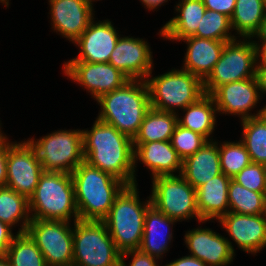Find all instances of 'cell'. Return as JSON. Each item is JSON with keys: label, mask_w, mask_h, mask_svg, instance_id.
Here are the masks:
<instances>
[{"label": "cell", "mask_w": 266, "mask_h": 266, "mask_svg": "<svg viewBox=\"0 0 266 266\" xmlns=\"http://www.w3.org/2000/svg\"><path fill=\"white\" fill-rule=\"evenodd\" d=\"M153 56L148 43L140 38L119 37L109 62L130 80H146L153 72Z\"/></svg>", "instance_id": "9a60e30c"}, {"label": "cell", "mask_w": 266, "mask_h": 266, "mask_svg": "<svg viewBox=\"0 0 266 266\" xmlns=\"http://www.w3.org/2000/svg\"><path fill=\"white\" fill-rule=\"evenodd\" d=\"M96 101L101 107L97 119L115 127L132 140L151 108L146 80H129Z\"/></svg>", "instance_id": "3957f363"}, {"label": "cell", "mask_w": 266, "mask_h": 266, "mask_svg": "<svg viewBox=\"0 0 266 266\" xmlns=\"http://www.w3.org/2000/svg\"><path fill=\"white\" fill-rule=\"evenodd\" d=\"M83 131L84 161L127 185L136 184L133 140L97 118Z\"/></svg>", "instance_id": "6da1fadb"}, {"label": "cell", "mask_w": 266, "mask_h": 266, "mask_svg": "<svg viewBox=\"0 0 266 266\" xmlns=\"http://www.w3.org/2000/svg\"><path fill=\"white\" fill-rule=\"evenodd\" d=\"M111 22L108 19L94 22L93 19L74 42L79 47L80 53L69 61L108 63L120 37Z\"/></svg>", "instance_id": "e0dca14e"}, {"label": "cell", "mask_w": 266, "mask_h": 266, "mask_svg": "<svg viewBox=\"0 0 266 266\" xmlns=\"http://www.w3.org/2000/svg\"><path fill=\"white\" fill-rule=\"evenodd\" d=\"M231 29L230 17L223 13L206 9L201 19L200 27H198L193 36L228 42L238 37L231 34Z\"/></svg>", "instance_id": "d6a6232c"}, {"label": "cell", "mask_w": 266, "mask_h": 266, "mask_svg": "<svg viewBox=\"0 0 266 266\" xmlns=\"http://www.w3.org/2000/svg\"><path fill=\"white\" fill-rule=\"evenodd\" d=\"M31 220L29 199L7 186L0 188V221L12 228L20 222L17 233H25Z\"/></svg>", "instance_id": "f1b7e54d"}, {"label": "cell", "mask_w": 266, "mask_h": 266, "mask_svg": "<svg viewBox=\"0 0 266 266\" xmlns=\"http://www.w3.org/2000/svg\"><path fill=\"white\" fill-rule=\"evenodd\" d=\"M178 124V113L158 111L150 108L143 119L133 143L170 141Z\"/></svg>", "instance_id": "83f0119b"}, {"label": "cell", "mask_w": 266, "mask_h": 266, "mask_svg": "<svg viewBox=\"0 0 266 266\" xmlns=\"http://www.w3.org/2000/svg\"><path fill=\"white\" fill-rule=\"evenodd\" d=\"M116 248L103 221L77 220L73 226V266H120Z\"/></svg>", "instance_id": "52a82bcc"}, {"label": "cell", "mask_w": 266, "mask_h": 266, "mask_svg": "<svg viewBox=\"0 0 266 266\" xmlns=\"http://www.w3.org/2000/svg\"><path fill=\"white\" fill-rule=\"evenodd\" d=\"M0 266H11L8 259L4 257H0Z\"/></svg>", "instance_id": "bcb514c9"}, {"label": "cell", "mask_w": 266, "mask_h": 266, "mask_svg": "<svg viewBox=\"0 0 266 266\" xmlns=\"http://www.w3.org/2000/svg\"><path fill=\"white\" fill-rule=\"evenodd\" d=\"M257 37H266V13H265V18L262 24V28L259 32V34L257 35Z\"/></svg>", "instance_id": "f6af8a7d"}, {"label": "cell", "mask_w": 266, "mask_h": 266, "mask_svg": "<svg viewBox=\"0 0 266 266\" xmlns=\"http://www.w3.org/2000/svg\"><path fill=\"white\" fill-rule=\"evenodd\" d=\"M238 38L225 43L212 72L203 81L205 94H212L219 86L256 77L258 62L256 41Z\"/></svg>", "instance_id": "ba28073f"}, {"label": "cell", "mask_w": 266, "mask_h": 266, "mask_svg": "<svg viewBox=\"0 0 266 266\" xmlns=\"http://www.w3.org/2000/svg\"><path fill=\"white\" fill-rule=\"evenodd\" d=\"M8 138L0 141V188L6 187Z\"/></svg>", "instance_id": "ab89813d"}, {"label": "cell", "mask_w": 266, "mask_h": 266, "mask_svg": "<svg viewBox=\"0 0 266 266\" xmlns=\"http://www.w3.org/2000/svg\"><path fill=\"white\" fill-rule=\"evenodd\" d=\"M208 140L201 134L177 124L170 142L178 156L184 161L200 150Z\"/></svg>", "instance_id": "e575fe53"}, {"label": "cell", "mask_w": 266, "mask_h": 266, "mask_svg": "<svg viewBox=\"0 0 266 266\" xmlns=\"http://www.w3.org/2000/svg\"><path fill=\"white\" fill-rule=\"evenodd\" d=\"M244 143L252 163L266 166V113L241 121Z\"/></svg>", "instance_id": "f546056e"}, {"label": "cell", "mask_w": 266, "mask_h": 266, "mask_svg": "<svg viewBox=\"0 0 266 266\" xmlns=\"http://www.w3.org/2000/svg\"><path fill=\"white\" fill-rule=\"evenodd\" d=\"M232 180L249 190L265 192L266 166L251 162L236 174Z\"/></svg>", "instance_id": "d590c367"}, {"label": "cell", "mask_w": 266, "mask_h": 266, "mask_svg": "<svg viewBox=\"0 0 266 266\" xmlns=\"http://www.w3.org/2000/svg\"><path fill=\"white\" fill-rule=\"evenodd\" d=\"M164 266H208L203 261L189 255V256H183L182 258H177L174 261H171L170 263L164 265Z\"/></svg>", "instance_id": "60d3db41"}, {"label": "cell", "mask_w": 266, "mask_h": 266, "mask_svg": "<svg viewBox=\"0 0 266 266\" xmlns=\"http://www.w3.org/2000/svg\"><path fill=\"white\" fill-rule=\"evenodd\" d=\"M127 256H132L129 266H160L159 264H157V258L152 257L149 254L140 251L139 249L127 251L121 254L120 266H127L125 264V257Z\"/></svg>", "instance_id": "8d00e7d4"}, {"label": "cell", "mask_w": 266, "mask_h": 266, "mask_svg": "<svg viewBox=\"0 0 266 266\" xmlns=\"http://www.w3.org/2000/svg\"><path fill=\"white\" fill-rule=\"evenodd\" d=\"M0 3H3L6 7H9V0H0Z\"/></svg>", "instance_id": "c3c4849f"}, {"label": "cell", "mask_w": 266, "mask_h": 266, "mask_svg": "<svg viewBox=\"0 0 266 266\" xmlns=\"http://www.w3.org/2000/svg\"><path fill=\"white\" fill-rule=\"evenodd\" d=\"M79 220L103 221L117 195L127 185L110 173L83 161L71 173Z\"/></svg>", "instance_id": "7a4b0ae2"}, {"label": "cell", "mask_w": 266, "mask_h": 266, "mask_svg": "<svg viewBox=\"0 0 266 266\" xmlns=\"http://www.w3.org/2000/svg\"><path fill=\"white\" fill-rule=\"evenodd\" d=\"M218 141H207L204 146L182 162L181 175L195 189L221 174Z\"/></svg>", "instance_id": "603a6c76"}, {"label": "cell", "mask_w": 266, "mask_h": 266, "mask_svg": "<svg viewBox=\"0 0 266 266\" xmlns=\"http://www.w3.org/2000/svg\"><path fill=\"white\" fill-rule=\"evenodd\" d=\"M53 30L74 43L94 19V9L85 0H49Z\"/></svg>", "instance_id": "d6986e66"}, {"label": "cell", "mask_w": 266, "mask_h": 266, "mask_svg": "<svg viewBox=\"0 0 266 266\" xmlns=\"http://www.w3.org/2000/svg\"><path fill=\"white\" fill-rule=\"evenodd\" d=\"M137 183L126 185L117 195L109 214L103 220L118 251L139 249L144 232V219L151 205L150 196L146 202L139 198Z\"/></svg>", "instance_id": "277c9868"}, {"label": "cell", "mask_w": 266, "mask_h": 266, "mask_svg": "<svg viewBox=\"0 0 266 266\" xmlns=\"http://www.w3.org/2000/svg\"><path fill=\"white\" fill-rule=\"evenodd\" d=\"M15 236L16 235L12 232V228L0 221V257L6 255L7 249Z\"/></svg>", "instance_id": "f35d334b"}, {"label": "cell", "mask_w": 266, "mask_h": 266, "mask_svg": "<svg viewBox=\"0 0 266 266\" xmlns=\"http://www.w3.org/2000/svg\"><path fill=\"white\" fill-rule=\"evenodd\" d=\"M29 138L44 171L72 173L84 161L83 131L57 130L40 139Z\"/></svg>", "instance_id": "9c48e42d"}, {"label": "cell", "mask_w": 266, "mask_h": 266, "mask_svg": "<svg viewBox=\"0 0 266 266\" xmlns=\"http://www.w3.org/2000/svg\"><path fill=\"white\" fill-rule=\"evenodd\" d=\"M231 179L222 172L196 189L197 209L202 221H217L229 212L228 187Z\"/></svg>", "instance_id": "cb8c5ba5"}, {"label": "cell", "mask_w": 266, "mask_h": 266, "mask_svg": "<svg viewBox=\"0 0 266 266\" xmlns=\"http://www.w3.org/2000/svg\"><path fill=\"white\" fill-rule=\"evenodd\" d=\"M211 96L220 114L238 115L241 120H245L266 113V106L256 114L249 112L262 97L256 77L219 86Z\"/></svg>", "instance_id": "5bb4252c"}, {"label": "cell", "mask_w": 266, "mask_h": 266, "mask_svg": "<svg viewBox=\"0 0 266 266\" xmlns=\"http://www.w3.org/2000/svg\"><path fill=\"white\" fill-rule=\"evenodd\" d=\"M86 2H88L91 6L93 5V2H95V0H85ZM97 1V0H96ZM99 1V0H98Z\"/></svg>", "instance_id": "681fc988"}, {"label": "cell", "mask_w": 266, "mask_h": 266, "mask_svg": "<svg viewBox=\"0 0 266 266\" xmlns=\"http://www.w3.org/2000/svg\"><path fill=\"white\" fill-rule=\"evenodd\" d=\"M152 180L150 199L156 209L176 221L196 218L199 223H205L197 209L196 189L181 174L159 176Z\"/></svg>", "instance_id": "30bf717a"}, {"label": "cell", "mask_w": 266, "mask_h": 266, "mask_svg": "<svg viewBox=\"0 0 266 266\" xmlns=\"http://www.w3.org/2000/svg\"><path fill=\"white\" fill-rule=\"evenodd\" d=\"M0 122H1V121H0ZM7 138H8V137H6V135L2 133V130H1V124H0V141L5 140V139H7Z\"/></svg>", "instance_id": "7dc6e473"}, {"label": "cell", "mask_w": 266, "mask_h": 266, "mask_svg": "<svg viewBox=\"0 0 266 266\" xmlns=\"http://www.w3.org/2000/svg\"><path fill=\"white\" fill-rule=\"evenodd\" d=\"M263 0H236L234 12L230 18L232 30L238 37H257L265 18Z\"/></svg>", "instance_id": "4316f807"}, {"label": "cell", "mask_w": 266, "mask_h": 266, "mask_svg": "<svg viewBox=\"0 0 266 266\" xmlns=\"http://www.w3.org/2000/svg\"><path fill=\"white\" fill-rule=\"evenodd\" d=\"M229 212L247 215L266 214L264 192L249 190L231 179L228 187Z\"/></svg>", "instance_id": "4dcf8cb0"}, {"label": "cell", "mask_w": 266, "mask_h": 266, "mask_svg": "<svg viewBox=\"0 0 266 266\" xmlns=\"http://www.w3.org/2000/svg\"><path fill=\"white\" fill-rule=\"evenodd\" d=\"M29 210L31 219L70 222L73 217L74 222L79 220L72 175L44 171L29 198Z\"/></svg>", "instance_id": "5b68a950"}, {"label": "cell", "mask_w": 266, "mask_h": 266, "mask_svg": "<svg viewBox=\"0 0 266 266\" xmlns=\"http://www.w3.org/2000/svg\"><path fill=\"white\" fill-rule=\"evenodd\" d=\"M142 4H144L145 8L147 10H154L157 9L159 6L165 2H168V0H140Z\"/></svg>", "instance_id": "ee69618b"}, {"label": "cell", "mask_w": 266, "mask_h": 266, "mask_svg": "<svg viewBox=\"0 0 266 266\" xmlns=\"http://www.w3.org/2000/svg\"><path fill=\"white\" fill-rule=\"evenodd\" d=\"M134 170L137 161L142 162L152 173V179L159 176L181 174L182 160L170 141H153L145 143H133Z\"/></svg>", "instance_id": "ffe728a7"}, {"label": "cell", "mask_w": 266, "mask_h": 266, "mask_svg": "<svg viewBox=\"0 0 266 266\" xmlns=\"http://www.w3.org/2000/svg\"><path fill=\"white\" fill-rule=\"evenodd\" d=\"M180 41L187 44L182 69L204 81L219 60L226 42L195 36H190Z\"/></svg>", "instance_id": "44dd1931"}, {"label": "cell", "mask_w": 266, "mask_h": 266, "mask_svg": "<svg viewBox=\"0 0 266 266\" xmlns=\"http://www.w3.org/2000/svg\"><path fill=\"white\" fill-rule=\"evenodd\" d=\"M256 79L259 85L260 95L266 93V64L264 63H257L256 66ZM263 93V94H261Z\"/></svg>", "instance_id": "b9f144b4"}, {"label": "cell", "mask_w": 266, "mask_h": 266, "mask_svg": "<svg viewBox=\"0 0 266 266\" xmlns=\"http://www.w3.org/2000/svg\"><path fill=\"white\" fill-rule=\"evenodd\" d=\"M176 17L170 19L159 31L167 40L179 41L193 36L206 11L203 0H181L176 4Z\"/></svg>", "instance_id": "d4e9b609"}, {"label": "cell", "mask_w": 266, "mask_h": 266, "mask_svg": "<svg viewBox=\"0 0 266 266\" xmlns=\"http://www.w3.org/2000/svg\"><path fill=\"white\" fill-rule=\"evenodd\" d=\"M148 75L146 82L150 94V107L165 112H176L195 103L204 93L203 81L183 69H172L158 76ZM152 77V78H150Z\"/></svg>", "instance_id": "8992f818"}, {"label": "cell", "mask_w": 266, "mask_h": 266, "mask_svg": "<svg viewBox=\"0 0 266 266\" xmlns=\"http://www.w3.org/2000/svg\"><path fill=\"white\" fill-rule=\"evenodd\" d=\"M218 222L239 249L256 255L266 247V214L247 215L228 212Z\"/></svg>", "instance_id": "ac0fdd59"}, {"label": "cell", "mask_w": 266, "mask_h": 266, "mask_svg": "<svg viewBox=\"0 0 266 266\" xmlns=\"http://www.w3.org/2000/svg\"><path fill=\"white\" fill-rule=\"evenodd\" d=\"M256 38L260 40V43L256 42L257 56H258L257 63L266 64V37H256Z\"/></svg>", "instance_id": "7bdbcfd3"}, {"label": "cell", "mask_w": 266, "mask_h": 266, "mask_svg": "<svg viewBox=\"0 0 266 266\" xmlns=\"http://www.w3.org/2000/svg\"><path fill=\"white\" fill-rule=\"evenodd\" d=\"M63 71L65 76L87 89L95 101L130 80L110 63L68 61L64 62Z\"/></svg>", "instance_id": "4fadbf2b"}, {"label": "cell", "mask_w": 266, "mask_h": 266, "mask_svg": "<svg viewBox=\"0 0 266 266\" xmlns=\"http://www.w3.org/2000/svg\"><path fill=\"white\" fill-rule=\"evenodd\" d=\"M190 255L208 266H227L233 262L235 249L232 242L210 228H195L184 236Z\"/></svg>", "instance_id": "2e32d148"}, {"label": "cell", "mask_w": 266, "mask_h": 266, "mask_svg": "<svg viewBox=\"0 0 266 266\" xmlns=\"http://www.w3.org/2000/svg\"><path fill=\"white\" fill-rule=\"evenodd\" d=\"M5 257L11 266H47L42 252L26 232L16 234Z\"/></svg>", "instance_id": "1f68e13d"}, {"label": "cell", "mask_w": 266, "mask_h": 266, "mask_svg": "<svg viewBox=\"0 0 266 266\" xmlns=\"http://www.w3.org/2000/svg\"><path fill=\"white\" fill-rule=\"evenodd\" d=\"M203 3L206 9L223 13L231 18L236 0H203Z\"/></svg>", "instance_id": "74e56055"}, {"label": "cell", "mask_w": 266, "mask_h": 266, "mask_svg": "<svg viewBox=\"0 0 266 266\" xmlns=\"http://www.w3.org/2000/svg\"><path fill=\"white\" fill-rule=\"evenodd\" d=\"M263 3H264L265 10H266V0H263Z\"/></svg>", "instance_id": "f907efd6"}, {"label": "cell", "mask_w": 266, "mask_h": 266, "mask_svg": "<svg viewBox=\"0 0 266 266\" xmlns=\"http://www.w3.org/2000/svg\"><path fill=\"white\" fill-rule=\"evenodd\" d=\"M60 220L32 219L26 233L42 252L47 266H73V227Z\"/></svg>", "instance_id": "8fae6325"}, {"label": "cell", "mask_w": 266, "mask_h": 266, "mask_svg": "<svg viewBox=\"0 0 266 266\" xmlns=\"http://www.w3.org/2000/svg\"><path fill=\"white\" fill-rule=\"evenodd\" d=\"M221 171L228 177L233 178L244 167L251 163L249 153L244 143L224 141L219 144Z\"/></svg>", "instance_id": "836d02e7"}, {"label": "cell", "mask_w": 266, "mask_h": 266, "mask_svg": "<svg viewBox=\"0 0 266 266\" xmlns=\"http://www.w3.org/2000/svg\"><path fill=\"white\" fill-rule=\"evenodd\" d=\"M176 222L151 204L145 215L144 232L139 250L158 260L163 258V255L170 249L168 244L171 243L173 237L170 228Z\"/></svg>", "instance_id": "7402d4cb"}, {"label": "cell", "mask_w": 266, "mask_h": 266, "mask_svg": "<svg viewBox=\"0 0 266 266\" xmlns=\"http://www.w3.org/2000/svg\"><path fill=\"white\" fill-rule=\"evenodd\" d=\"M44 172L34 147L26 141H8L6 186L28 199L37 187Z\"/></svg>", "instance_id": "7c38bea8"}, {"label": "cell", "mask_w": 266, "mask_h": 266, "mask_svg": "<svg viewBox=\"0 0 266 266\" xmlns=\"http://www.w3.org/2000/svg\"><path fill=\"white\" fill-rule=\"evenodd\" d=\"M183 112L184 117L179 118L178 115L179 125L201 134L208 141L214 140L211 135L215 130L218 111L210 94H204L195 103L185 107Z\"/></svg>", "instance_id": "484cf974"}]
</instances>
